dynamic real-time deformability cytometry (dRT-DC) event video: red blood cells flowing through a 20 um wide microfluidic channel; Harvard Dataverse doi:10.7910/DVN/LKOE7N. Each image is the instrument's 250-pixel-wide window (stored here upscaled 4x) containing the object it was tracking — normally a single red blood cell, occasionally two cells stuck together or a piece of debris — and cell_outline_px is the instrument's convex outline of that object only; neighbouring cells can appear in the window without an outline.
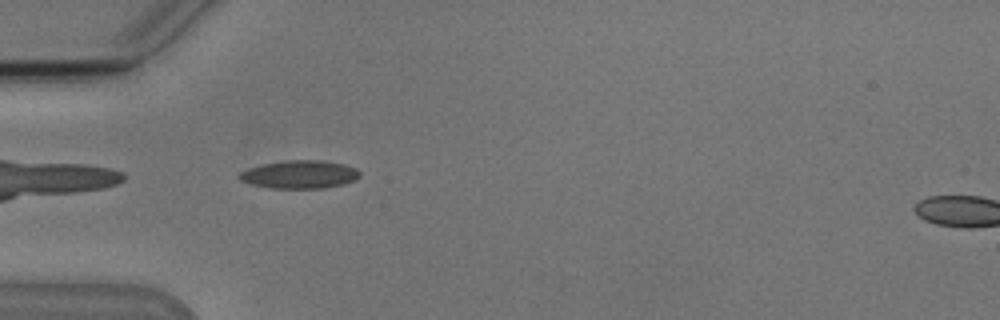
{"species": "Egyptian fruit bat (a non-hibernating species)", "species_latin": "Rousettus aegyptiacus", "temperature_condition": "cold", "stored_images_in_passage": 38, "camera_frame_rate_fps": 3000, "um_per_image_px": 0.085, "animal": {"sex": "male"}, "frame": {"image": 1, "passage_image": 1, "time_ms": 0.0, "image_size_px": [1000, 320], "cell_outline_px": [[360, 176], [352, 180], [340, 184], [324, 188], [272, 188], [252, 184], [240, 180], [240, 172], [248, 168], [264, 164], [288, 160], [324, 160], [344, 164], [356, 168], [360, 172]], "centroid_in_image_um": [25.48, 14.82], "position_along_channel_um": 59.5, "area_um2": 19.42}}
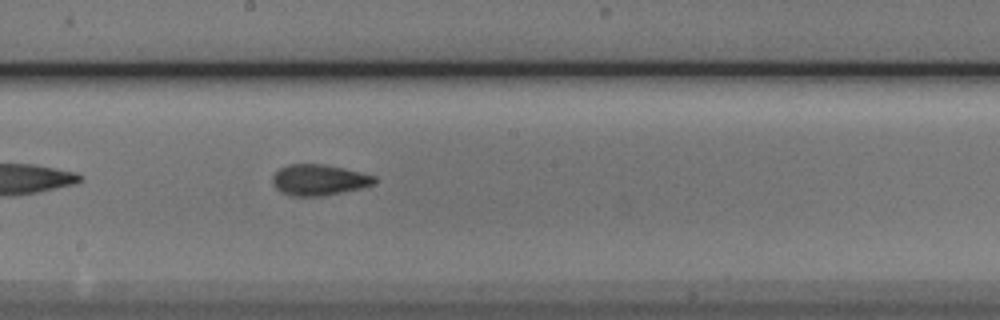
{"frame": {"image": 2, "passage_image": 14, "time_ms": 4.333, "image_size_px": [1000, 320], "cell_outline_px": [[376, 180], [372, 184], [360, 188], [320, 196], [292, 196], [280, 192], [272, 184], [272, 176], [280, 168], [288, 164], [320, 164], [360, 172], [376, 176]], "centroid_in_image_um": [27.05, 15.29], "position_along_channel_um": 221.1, "area_um2": 18.09}}
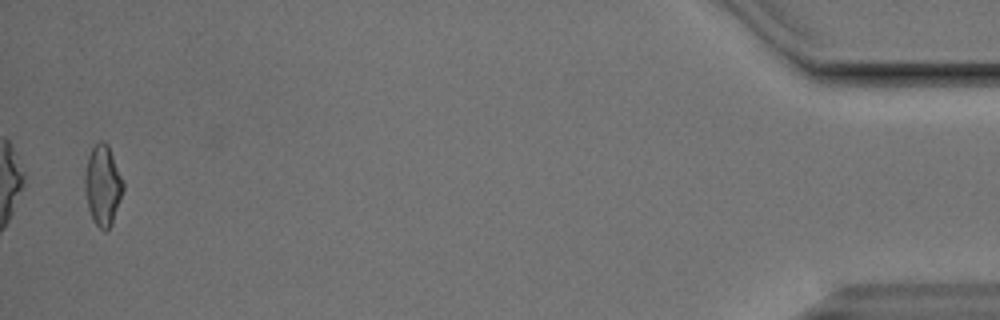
{"frame": {"image": 3, "passage_image": 37, "time_ms": 12.0, "image_size_px": [1000, 320], "cell_outline_px": [[124, 188], [112, 224], [104, 232], [92, 220], [88, 208], [84, 188], [84, 172], [88, 156], [92, 148], [100, 140], [104, 140], [108, 144], [124, 184]], "centroid_in_image_um": [8.72, 15.75], "position_along_channel_um": 426.5, "area_um2": 17.98}, "authors_computed_cell_mechanics": {"area_um2": 17.8313, "velocity_mm_per_s": 3.8278, "shape_relaxation_time_tau1_ms": 5.6864, "shape_relaxation_time_tau2_ms": 1.8817, "deformation_change_tau1": 0.172, "deformation_change_tau2": 0.0915}}